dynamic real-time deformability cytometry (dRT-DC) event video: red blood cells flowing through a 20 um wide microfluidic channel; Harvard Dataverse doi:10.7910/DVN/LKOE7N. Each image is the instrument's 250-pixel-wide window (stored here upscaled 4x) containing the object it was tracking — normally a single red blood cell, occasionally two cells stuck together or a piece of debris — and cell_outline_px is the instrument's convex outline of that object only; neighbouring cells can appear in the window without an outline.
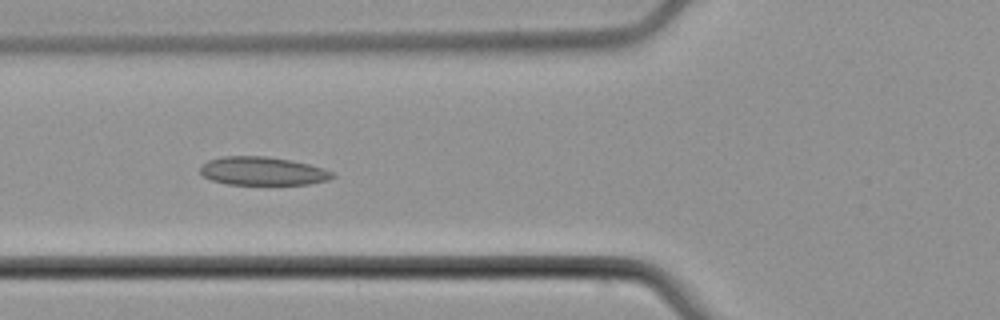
{"species": "common noctule bat (a hibernating species)", "species_latin": "Nyctalus noctula", "temperature_condition": "cold", "stored_images_in_passage": 6, "camera_frame_rate_fps": 3000, "um_per_image_px": 0.085, "animal": {"sex": "male", "body_mass_g": 21.5, "forearm_length_mm": 52.0}, "frame": {"image": 1, "passage_image": 5, "time_ms": 4.667, "image_size_px": [1000, 320], "cell_outline_px": [[336, 176], [328, 180], [308, 184], [228, 184], [212, 180], [204, 176], [200, 172], [200, 168], [208, 160], [224, 156], [264, 156], [292, 160], [324, 168], [332, 172]], "centroid_in_image_um": [22.34, 14.54], "position_along_channel_um": 103.5, "area_um2": 21.73}}
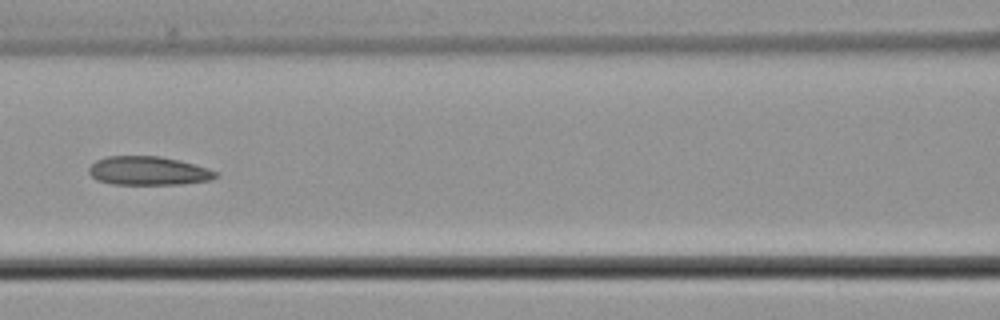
{"frame": {"image": 2, "passage_image": 6, "time_ms": 6.0, "image_size_px": [1000, 320], "cell_outline_px": [[220, 176], [208, 180], [184, 184], [112, 184], [96, 180], [88, 172], [88, 168], [96, 160], [108, 156], [160, 156], [180, 160], [208, 168], [216, 172]], "centroid_in_image_um": [12.6, 14.52], "position_along_channel_um": 154.0, "area_um2": 21.27}}